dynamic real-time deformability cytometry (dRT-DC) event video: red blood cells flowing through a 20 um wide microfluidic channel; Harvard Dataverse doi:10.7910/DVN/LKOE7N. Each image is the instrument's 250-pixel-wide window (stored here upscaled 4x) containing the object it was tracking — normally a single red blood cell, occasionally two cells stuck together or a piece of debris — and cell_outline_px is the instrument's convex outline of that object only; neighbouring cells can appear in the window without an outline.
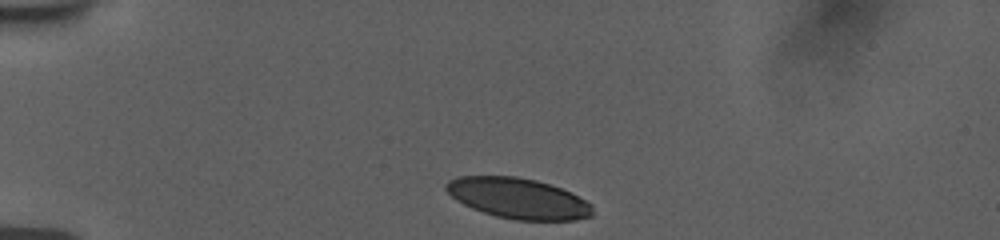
{"species": "human", "species_latin": "Homo sapiens", "temperature_condition": "room temperature", "stored_images_in_passage": 36, "camera_frame_rate_fps": 3000, "um_per_image_px": 0.085, "donor": {"sex": "female"}, "frame": {"image": 1, "passage_image": 1, "time_ms": 0.0, "image_size_px": [1000, 240], "cell_outline_px": [[592, 216], [576, 220], [516, 220], [496, 216], [472, 208], [456, 200], [444, 188], [444, 184], [448, 180], [456, 176], [516, 176], [536, 180], [560, 188], [592, 204]], "centroid_in_image_um": [44.0, 16.85], "position_along_channel_um": 41.0, "area_um2": 34.45}}
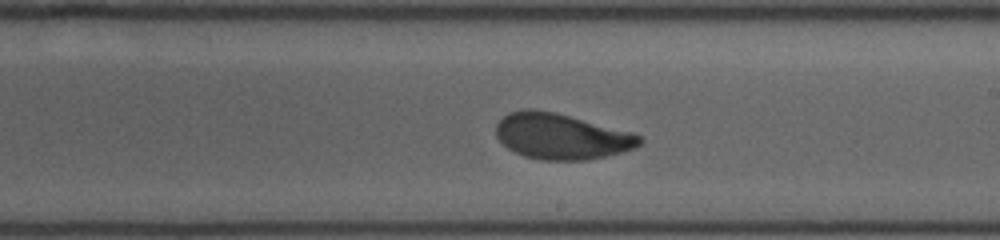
{"frame": {"image": 2, "passage_image": 21, "time_ms": 6.667, "image_size_px": [1000, 240], "cell_outline_px": [[644, 140], [640, 144], [632, 148], [620, 152], [588, 160], [540, 160], [524, 156], [508, 148], [496, 136], [496, 124], [508, 112], [524, 108], [532, 108], [556, 112], [632, 132], [640, 136]], "centroid_in_image_um": [47.69, 11.57], "position_along_channel_um": 241.3, "area_um2": 38.26}}
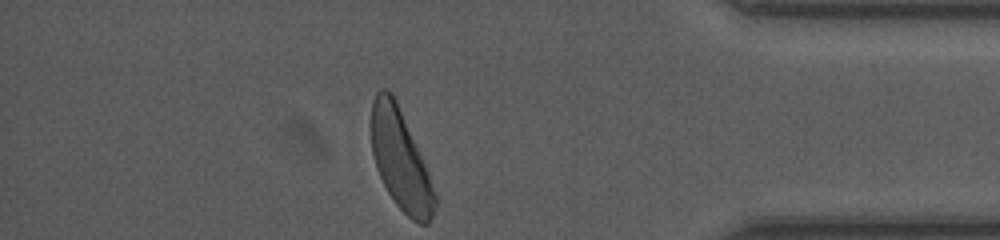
{"frame": {"image": 3, "passage_image": 36, "time_ms": 11.667, "image_size_px": [1000, 240], "cell_outline_px": [[440, 200], [428, 224], [420, 224], [412, 220], [396, 204], [388, 192], [376, 168], [372, 152], [372, 100], [376, 92], [380, 88], [384, 88], [392, 92], [396, 100], [428, 172]], "centroid_in_image_um": [34.07, 13.63], "position_along_channel_um": 401.1, "area_um2": 36.88}, "authors_computed_cell_mechanics": {"area_um2": 38.2058, "velocity_mm_per_s": 3.7324, "shape_relaxation_time_tau1_ms": 3.3037, "shape_relaxation_time_tau2_ms": 1.1512, "deformation_change_tau1": 0.1332, "deformation_change_tau2": 0.0695}}